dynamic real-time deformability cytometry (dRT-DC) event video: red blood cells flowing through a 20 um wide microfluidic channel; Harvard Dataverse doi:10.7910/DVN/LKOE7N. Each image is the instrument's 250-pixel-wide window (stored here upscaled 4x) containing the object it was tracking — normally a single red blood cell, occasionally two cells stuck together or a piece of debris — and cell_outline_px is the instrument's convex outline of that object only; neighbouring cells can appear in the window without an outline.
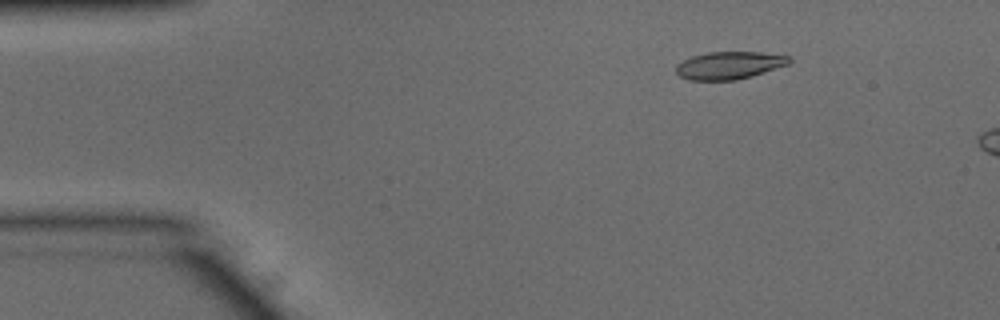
{"species": "common noctule bat (a hibernating species)", "species_latin": "Nyctalus noctula", "temperature_condition": "warm", "stored_images_in_passage": 12, "camera_frame_rate_fps": 3000, "um_per_image_px": 0.085, "animal": {"sex": "male", "body_mass_g": 15.6}, "frame": {"image": 1, "passage_image": 7, "time_ms": 2.0, "image_size_px": [1000, 320], "cell_outline_px": [[792, 60], [788, 64], [752, 76], [736, 80], [688, 80], [680, 76], [676, 72], [676, 64], [692, 56], [708, 52], [760, 52], [792, 56]], "centroid_in_image_um": [61.99, 5.55], "position_along_channel_um": 23.0, "area_um2": 18.21}}